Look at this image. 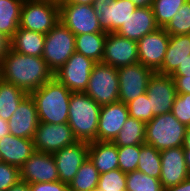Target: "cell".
Returning <instances> with one entry per match:
<instances>
[{
	"mask_svg": "<svg viewBox=\"0 0 190 191\" xmlns=\"http://www.w3.org/2000/svg\"><path fill=\"white\" fill-rule=\"evenodd\" d=\"M45 34L18 28L11 38V49L18 53L42 57Z\"/></svg>",
	"mask_w": 190,
	"mask_h": 191,
	"instance_id": "25",
	"label": "cell"
},
{
	"mask_svg": "<svg viewBox=\"0 0 190 191\" xmlns=\"http://www.w3.org/2000/svg\"><path fill=\"white\" fill-rule=\"evenodd\" d=\"M163 191H190V177L176 186L163 188Z\"/></svg>",
	"mask_w": 190,
	"mask_h": 191,
	"instance_id": "44",
	"label": "cell"
},
{
	"mask_svg": "<svg viewBox=\"0 0 190 191\" xmlns=\"http://www.w3.org/2000/svg\"><path fill=\"white\" fill-rule=\"evenodd\" d=\"M174 79L176 92L178 94H190V77L171 76Z\"/></svg>",
	"mask_w": 190,
	"mask_h": 191,
	"instance_id": "41",
	"label": "cell"
},
{
	"mask_svg": "<svg viewBox=\"0 0 190 191\" xmlns=\"http://www.w3.org/2000/svg\"><path fill=\"white\" fill-rule=\"evenodd\" d=\"M146 93L154 116L172 111L177 92L174 79L170 75L155 72L149 80Z\"/></svg>",
	"mask_w": 190,
	"mask_h": 191,
	"instance_id": "16",
	"label": "cell"
},
{
	"mask_svg": "<svg viewBox=\"0 0 190 191\" xmlns=\"http://www.w3.org/2000/svg\"><path fill=\"white\" fill-rule=\"evenodd\" d=\"M54 77L42 57L10 50L0 64V78L30 94Z\"/></svg>",
	"mask_w": 190,
	"mask_h": 191,
	"instance_id": "1",
	"label": "cell"
},
{
	"mask_svg": "<svg viewBox=\"0 0 190 191\" xmlns=\"http://www.w3.org/2000/svg\"><path fill=\"white\" fill-rule=\"evenodd\" d=\"M169 39L170 35L160 27L139 39L137 41L139 63L157 72L163 64Z\"/></svg>",
	"mask_w": 190,
	"mask_h": 191,
	"instance_id": "12",
	"label": "cell"
},
{
	"mask_svg": "<svg viewBox=\"0 0 190 191\" xmlns=\"http://www.w3.org/2000/svg\"><path fill=\"white\" fill-rule=\"evenodd\" d=\"M183 147L184 149H190V127L187 129Z\"/></svg>",
	"mask_w": 190,
	"mask_h": 191,
	"instance_id": "50",
	"label": "cell"
},
{
	"mask_svg": "<svg viewBox=\"0 0 190 191\" xmlns=\"http://www.w3.org/2000/svg\"><path fill=\"white\" fill-rule=\"evenodd\" d=\"M60 22L75 36L89 33H107L101 28L93 5L60 3Z\"/></svg>",
	"mask_w": 190,
	"mask_h": 191,
	"instance_id": "8",
	"label": "cell"
},
{
	"mask_svg": "<svg viewBox=\"0 0 190 191\" xmlns=\"http://www.w3.org/2000/svg\"><path fill=\"white\" fill-rule=\"evenodd\" d=\"M10 134L8 121L0 117V139Z\"/></svg>",
	"mask_w": 190,
	"mask_h": 191,
	"instance_id": "46",
	"label": "cell"
},
{
	"mask_svg": "<svg viewBox=\"0 0 190 191\" xmlns=\"http://www.w3.org/2000/svg\"><path fill=\"white\" fill-rule=\"evenodd\" d=\"M161 175L160 182L163 188L176 186L189 177L184 147H173L160 151Z\"/></svg>",
	"mask_w": 190,
	"mask_h": 191,
	"instance_id": "19",
	"label": "cell"
},
{
	"mask_svg": "<svg viewBox=\"0 0 190 191\" xmlns=\"http://www.w3.org/2000/svg\"><path fill=\"white\" fill-rule=\"evenodd\" d=\"M187 129L172 112L156 115L146 123L145 143L159 151L181 147L184 146Z\"/></svg>",
	"mask_w": 190,
	"mask_h": 191,
	"instance_id": "4",
	"label": "cell"
},
{
	"mask_svg": "<svg viewBox=\"0 0 190 191\" xmlns=\"http://www.w3.org/2000/svg\"><path fill=\"white\" fill-rule=\"evenodd\" d=\"M95 0H67L62 3H73V4H83V5H93Z\"/></svg>",
	"mask_w": 190,
	"mask_h": 191,
	"instance_id": "48",
	"label": "cell"
},
{
	"mask_svg": "<svg viewBox=\"0 0 190 191\" xmlns=\"http://www.w3.org/2000/svg\"><path fill=\"white\" fill-rule=\"evenodd\" d=\"M60 22L59 4L51 0H24L19 27L47 34Z\"/></svg>",
	"mask_w": 190,
	"mask_h": 191,
	"instance_id": "5",
	"label": "cell"
},
{
	"mask_svg": "<svg viewBox=\"0 0 190 191\" xmlns=\"http://www.w3.org/2000/svg\"><path fill=\"white\" fill-rule=\"evenodd\" d=\"M90 191H103L102 189H100L99 187H95V188H93L92 190H90Z\"/></svg>",
	"mask_w": 190,
	"mask_h": 191,
	"instance_id": "52",
	"label": "cell"
},
{
	"mask_svg": "<svg viewBox=\"0 0 190 191\" xmlns=\"http://www.w3.org/2000/svg\"><path fill=\"white\" fill-rule=\"evenodd\" d=\"M145 129V122L129 116L113 143L117 146L142 145L145 143Z\"/></svg>",
	"mask_w": 190,
	"mask_h": 191,
	"instance_id": "29",
	"label": "cell"
},
{
	"mask_svg": "<svg viewBox=\"0 0 190 191\" xmlns=\"http://www.w3.org/2000/svg\"><path fill=\"white\" fill-rule=\"evenodd\" d=\"M184 157H185L187 171L190 177V149H184Z\"/></svg>",
	"mask_w": 190,
	"mask_h": 191,
	"instance_id": "49",
	"label": "cell"
},
{
	"mask_svg": "<svg viewBox=\"0 0 190 191\" xmlns=\"http://www.w3.org/2000/svg\"><path fill=\"white\" fill-rule=\"evenodd\" d=\"M97 62L74 52L54 77L72 93L85 92L91 72Z\"/></svg>",
	"mask_w": 190,
	"mask_h": 191,
	"instance_id": "9",
	"label": "cell"
},
{
	"mask_svg": "<svg viewBox=\"0 0 190 191\" xmlns=\"http://www.w3.org/2000/svg\"><path fill=\"white\" fill-rule=\"evenodd\" d=\"M38 124L36 104L31 95L28 94L8 120L10 134L25 139H33Z\"/></svg>",
	"mask_w": 190,
	"mask_h": 191,
	"instance_id": "20",
	"label": "cell"
},
{
	"mask_svg": "<svg viewBox=\"0 0 190 191\" xmlns=\"http://www.w3.org/2000/svg\"><path fill=\"white\" fill-rule=\"evenodd\" d=\"M51 1L60 4V3L64 2V1H67V0H51Z\"/></svg>",
	"mask_w": 190,
	"mask_h": 191,
	"instance_id": "51",
	"label": "cell"
},
{
	"mask_svg": "<svg viewBox=\"0 0 190 191\" xmlns=\"http://www.w3.org/2000/svg\"><path fill=\"white\" fill-rule=\"evenodd\" d=\"M85 93L100 106L119 101L117 68L102 62L96 63Z\"/></svg>",
	"mask_w": 190,
	"mask_h": 191,
	"instance_id": "7",
	"label": "cell"
},
{
	"mask_svg": "<svg viewBox=\"0 0 190 191\" xmlns=\"http://www.w3.org/2000/svg\"><path fill=\"white\" fill-rule=\"evenodd\" d=\"M100 109L101 106L85 92L71 94L68 125L78 141H97Z\"/></svg>",
	"mask_w": 190,
	"mask_h": 191,
	"instance_id": "3",
	"label": "cell"
},
{
	"mask_svg": "<svg viewBox=\"0 0 190 191\" xmlns=\"http://www.w3.org/2000/svg\"><path fill=\"white\" fill-rule=\"evenodd\" d=\"M136 8L152 7L154 0H130Z\"/></svg>",
	"mask_w": 190,
	"mask_h": 191,
	"instance_id": "47",
	"label": "cell"
},
{
	"mask_svg": "<svg viewBox=\"0 0 190 191\" xmlns=\"http://www.w3.org/2000/svg\"><path fill=\"white\" fill-rule=\"evenodd\" d=\"M127 107L130 117L141 120L145 123L149 122L154 117L147 93H144L128 102Z\"/></svg>",
	"mask_w": 190,
	"mask_h": 191,
	"instance_id": "36",
	"label": "cell"
},
{
	"mask_svg": "<svg viewBox=\"0 0 190 191\" xmlns=\"http://www.w3.org/2000/svg\"><path fill=\"white\" fill-rule=\"evenodd\" d=\"M119 77V101L127 104L138 96L146 93L153 70L136 63L117 68Z\"/></svg>",
	"mask_w": 190,
	"mask_h": 191,
	"instance_id": "11",
	"label": "cell"
},
{
	"mask_svg": "<svg viewBox=\"0 0 190 191\" xmlns=\"http://www.w3.org/2000/svg\"><path fill=\"white\" fill-rule=\"evenodd\" d=\"M126 191H163L159 179L135 170L126 173Z\"/></svg>",
	"mask_w": 190,
	"mask_h": 191,
	"instance_id": "32",
	"label": "cell"
},
{
	"mask_svg": "<svg viewBox=\"0 0 190 191\" xmlns=\"http://www.w3.org/2000/svg\"><path fill=\"white\" fill-rule=\"evenodd\" d=\"M88 158L99 174L119 169L118 146L109 141L89 142Z\"/></svg>",
	"mask_w": 190,
	"mask_h": 191,
	"instance_id": "24",
	"label": "cell"
},
{
	"mask_svg": "<svg viewBox=\"0 0 190 191\" xmlns=\"http://www.w3.org/2000/svg\"><path fill=\"white\" fill-rule=\"evenodd\" d=\"M11 50V38L0 32V64Z\"/></svg>",
	"mask_w": 190,
	"mask_h": 191,
	"instance_id": "42",
	"label": "cell"
},
{
	"mask_svg": "<svg viewBox=\"0 0 190 191\" xmlns=\"http://www.w3.org/2000/svg\"><path fill=\"white\" fill-rule=\"evenodd\" d=\"M35 152L32 139H25L5 135L0 139V157L2 162L18 167L23 166L25 161Z\"/></svg>",
	"mask_w": 190,
	"mask_h": 191,
	"instance_id": "22",
	"label": "cell"
},
{
	"mask_svg": "<svg viewBox=\"0 0 190 191\" xmlns=\"http://www.w3.org/2000/svg\"><path fill=\"white\" fill-rule=\"evenodd\" d=\"M20 180L28 184L58 181L53 154L35 151L20 168Z\"/></svg>",
	"mask_w": 190,
	"mask_h": 191,
	"instance_id": "17",
	"label": "cell"
},
{
	"mask_svg": "<svg viewBox=\"0 0 190 191\" xmlns=\"http://www.w3.org/2000/svg\"><path fill=\"white\" fill-rule=\"evenodd\" d=\"M190 56V34L170 36L161 68L156 72L171 75Z\"/></svg>",
	"mask_w": 190,
	"mask_h": 191,
	"instance_id": "23",
	"label": "cell"
},
{
	"mask_svg": "<svg viewBox=\"0 0 190 191\" xmlns=\"http://www.w3.org/2000/svg\"><path fill=\"white\" fill-rule=\"evenodd\" d=\"M72 92L55 77L30 93L34 99L39 122L68 123L69 102Z\"/></svg>",
	"mask_w": 190,
	"mask_h": 191,
	"instance_id": "2",
	"label": "cell"
},
{
	"mask_svg": "<svg viewBox=\"0 0 190 191\" xmlns=\"http://www.w3.org/2000/svg\"><path fill=\"white\" fill-rule=\"evenodd\" d=\"M187 0H154L152 9L157 25L164 28Z\"/></svg>",
	"mask_w": 190,
	"mask_h": 191,
	"instance_id": "33",
	"label": "cell"
},
{
	"mask_svg": "<svg viewBox=\"0 0 190 191\" xmlns=\"http://www.w3.org/2000/svg\"><path fill=\"white\" fill-rule=\"evenodd\" d=\"M172 114L185 126L190 127V94H178L172 106Z\"/></svg>",
	"mask_w": 190,
	"mask_h": 191,
	"instance_id": "38",
	"label": "cell"
},
{
	"mask_svg": "<svg viewBox=\"0 0 190 191\" xmlns=\"http://www.w3.org/2000/svg\"><path fill=\"white\" fill-rule=\"evenodd\" d=\"M89 142L76 141L53 153L54 161L59 174V180L68 184L75 177L78 169L88 158Z\"/></svg>",
	"mask_w": 190,
	"mask_h": 191,
	"instance_id": "15",
	"label": "cell"
},
{
	"mask_svg": "<svg viewBox=\"0 0 190 191\" xmlns=\"http://www.w3.org/2000/svg\"><path fill=\"white\" fill-rule=\"evenodd\" d=\"M24 0H0V32L13 37L20 24Z\"/></svg>",
	"mask_w": 190,
	"mask_h": 191,
	"instance_id": "28",
	"label": "cell"
},
{
	"mask_svg": "<svg viewBox=\"0 0 190 191\" xmlns=\"http://www.w3.org/2000/svg\"><path fill=\"white\" fill-rule=\"evenodd\" d=\"M75 46V35L63 23L58 22L45 34L42 58L55 73L75 52Z\"/></svg>",
	"mask_w": 190,
	"mask_h": 191,
	"instance_id": "6",
	"label": "cell"
},
{
	"mask_svg": "<svg viewBox=\"0 0 190 191\" xmlns=\"http://www.w3.org/2000/svg\"><path fill=\"white\" fill-rule=\"evenodd\" d=\"M35 151L53 154L78 141L68 123L49 124L39 122L33 136Z\"/></svg>",
	"mask_w": 190,
	"mask_h": 191,
	"instance_id": "10",
	"label": "cell"
},
{
	"mask_svg": "<svg viewBox=\"0 0 190 191\" xmlns=\"http://www.w3.org/2000/svg\"><path fill=\"white\" fill-rule=\"evenodd\" d=\"M27 95L23 89L0 78V117L8 121Z\"/></svg>",
	"mask_w": 190,
	"mask_h": 191,
	"instance_id": "27",
	"label": "cell"
},
{
	"mask_svg": "<svg viewBox=\"0 0 190 191\" xmlns=\"http://www.w3.org/2000/svg\"><path fill=\"white\" fill-rule=\"evenodd\" d=\"M7 191H29V184L25 181L19 180L12 185Z\"/></svg>",
	"mask_w": 190,
	"mask_h": 191,
	"instance_id": "45",
	"label": "cell"
},
{
	"mask_svg": "<svg viewBox=\"0 0 190 191\" xmlns=\"http://www.w3.org/2000/svg\"><path fill=\"white\" fill-rule=\"evenodd\" d=\"M140 154V145L118 146L119 169L123 173L137 170Z\"/></svg>",
	"mask_w": 190,
	"mask_h": 191,
	"instance_id": "35",
	"label": "cell"
},
{
	"mask_svg": "<svg viewBox=\"0 0 190 191\" xmlns=\"http://www.w3.org/2000/svg\"><path fill=\"white\" fill-rule=\"evenodd\" d=\"M158 28L152 7H141L135 9L116 33L127 39L138 41Z\"/></svg>",
	"mask_w": 190,
	"mask_h": 191,
	"instance_id": "21",
	"label": "cell"
},
{
	"mask_svg": "<svg viewBox=\"0 0 190 191\" xmlns=\"http://www.w3.org/2000/svg\"><path fill=\"white\" fill-rule=\"evenodd\" d=\"M99 175L97 168L87 158L69 183V191H90L98 187Z\"/></svg>",
	"mask_w": 190,
	"mask_h": 191,
	"instance_id": "30",
	"label": "cell"
},
{
	"mask_svg": "<svg viewBox=\"0 0 190 191\" xmlns=\"http://www.w3.org/2000/svg\"><path fill=\"white\" fill-rule=\"evenodd\" d=\"M29 191H69L68 184L62 183L60 180L44 183L29 184Z\"/></svg>",
	"mask_w": 190,
	"mask_h": 191,
	"instance_id": "40",
	"label": "cell"
},
{
	"mask_svg": "<svg viewBox=\"0 0 190 191\" xmlns=\"http://www.w3.org/2000/svg\"><path fill=\"white\" fill-rule=\"evenodd\" d=\"M170 76H187L190 77V56L179 65V67Z\"/></svg>",
	"mask_w": 190,
	"mask_h": 191,
	"instance_id": "43",
	"label": "cell"
},
{
	"mask_svg": "<svg viewBox=\"0 0 190 191\" xmlns=\"http://www.w3.org/2000/svg\"><path fill=\"white\" fill-rule=\"evenodd\" d=\"M170 35L190 34V0H187L172 20L164 27Z\"/></svg>",
	"mask_w": 190,
	"mask_h": 191,
	"instance_id": "34",
	"label": "cell"
},
{
	"mask_svg": "<svg viewBox=\"0 0 190 191\" xmlns=\"http://www.w3.org/2000/svg\"><path fill=\"white\" fill-rule=\"evenodd\" d=\"M20 180V169L16 166L0 162V191H7Z\"/></svg>",
	"mask_w": 190,
	"mask_h": 191,
	"instance_id": "39",
	"label": "cell"
},
{
	"mask_svg": "<svg viewBox=\"0 0 190 191\" xmlns=\"http://www.w3.org/2000/svg\"><path fill=\"white\" fill-rule=\"evenodd\" d=\"M102 63L116 68L139 63L137 41L107 33Z\"/></svg>",
	"mask_w": 190,
	"mask_h": 191,
	"instance_id": "14",
	"label": "cell"
},
{
	"mask_svg": "<svg viewBox=\"0 0 190 191\" xmlns=\"http://www.w3.org/2000/svg\"><path fill=\"white\" fill-rule=\"evenodd\" d=\"M93 6L107 33H116L136 9L130 0H95Z\"/></svg>",
	"mask_w": 190,
	"mask_h": 191,
	"instance_id": "13",
	"label": "cell"
},
{
	"mask_svg": "<svg viewBox=\"0 0 190 191\" xmlns=\"http://www.w3.org/2000/svg\"><path fill=\"white\" fill-rule=\"evenodd\" d=\"M128 118L127 104L117 101L102 105L97 128V141L113 142Z\"/></svg>",
	"mask_w": 190,
	"mask_h": 191,
	"instance_id": "18",
	"label": "cell"
},
{
	"mask_svg": "<svg viewBox=\"0 0 190 191\" xmlns=\"http://www.w3.org/2000/svg\"><path fill=\"white\" fill-rule=\"evenodd\" d=\"M107 33H89L75 36V52L91 58L95 62H102Z\"/></svg>",
	"mask_w": 190,
	"mask_h": 191,
	"instance_id": "26",
	"label": "cell"
},
{
	"mask_svg": "<svg viewBox=\"0 0 190 191\" xmlns=\"http://www.w3.org/2000/svg\"><path fill=\"white\" fill-rule=\"evenodd\" d=\"M98 187L103 191H126V173L114 169L99 175Z\"/></svg>",
	"mask_w": 190,
	"mask_h": 191,
	"instance_id": "37",
	"label": "cell"
},
{
	"mask_svg": "<svg viewBox=\"0 0 190 191\" xmlns=\"http://www.w3.org/2000/svg\"><path fill=\"white\" fill-rule=\"evenodd\" d=\"M137 170L159 179L161 175L160 151L146 143L140 145Z\"/></svg>",
	"mask_w": 190,
	"mask_h": 191,
	"instance_id": "31",
	"label": "cell"
}]
</instances>
